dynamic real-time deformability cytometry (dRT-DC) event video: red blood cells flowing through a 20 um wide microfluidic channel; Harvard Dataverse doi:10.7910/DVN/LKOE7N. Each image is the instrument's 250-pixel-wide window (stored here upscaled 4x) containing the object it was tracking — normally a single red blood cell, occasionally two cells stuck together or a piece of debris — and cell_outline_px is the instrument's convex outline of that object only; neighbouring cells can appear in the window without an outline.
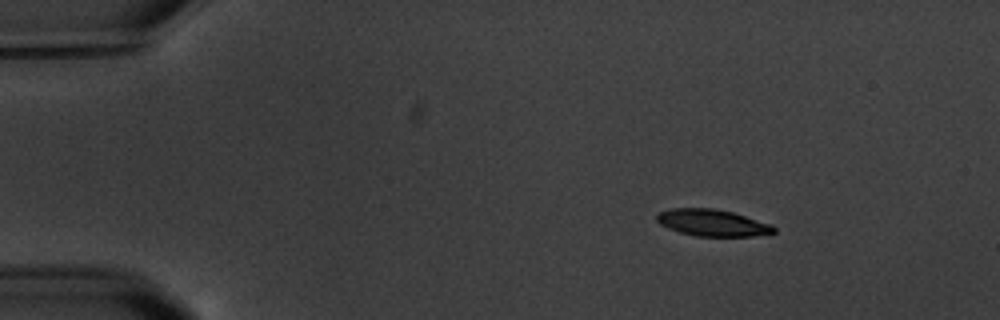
{"species": "common noctule bat (a hibernating species)", "species_latin": "Nyctalus noctula", "temperature_condition": "warm", "stored_images_in_passage": 4, "camera_frame_rate_fps": 3000, "um_per_image_px": 0.085, "animal": {"sex": "male", "body_mass_g": 20.1, "forearm_length_mm": 53.5}, "frame": {"image": 1, "passage_image": 1, "time_ms": 0.0, "image_size_px": [1000, 320], "cell_outline_px": [[776, 232], [752, 236], [696, 236], [680, 232], [668, 228], [660, 224], [656, 220], [656, 216], [660, 212], [672, 208], [712, 208], [732, 212], [772, 224], [776, 228]], "centroid_in_image_um": [60.56, 18.93], "position_along_channel_um": 24.4, "area_um2": 18.15}}
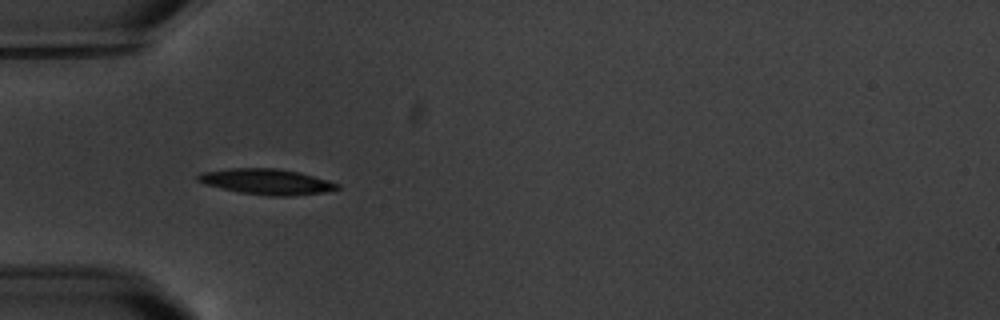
{"frame": {"image": 2, "passage_image": 3, "time_ms": 3.333, "image_size_px": [1000, 320], "cell_outline_px": [[340, 188], [320, 192], [292, 196], [268, 196], [236, 192], [204, 184], [196, 180], [196, 176], [200, 172], [228, 168], [276, 168], [300, 172], [328, 180], [340, 184]], "centroid_in_image_um": [22.6, 15.44], "position_along_channel_um": 62.4, "area_um2": 20.98}}